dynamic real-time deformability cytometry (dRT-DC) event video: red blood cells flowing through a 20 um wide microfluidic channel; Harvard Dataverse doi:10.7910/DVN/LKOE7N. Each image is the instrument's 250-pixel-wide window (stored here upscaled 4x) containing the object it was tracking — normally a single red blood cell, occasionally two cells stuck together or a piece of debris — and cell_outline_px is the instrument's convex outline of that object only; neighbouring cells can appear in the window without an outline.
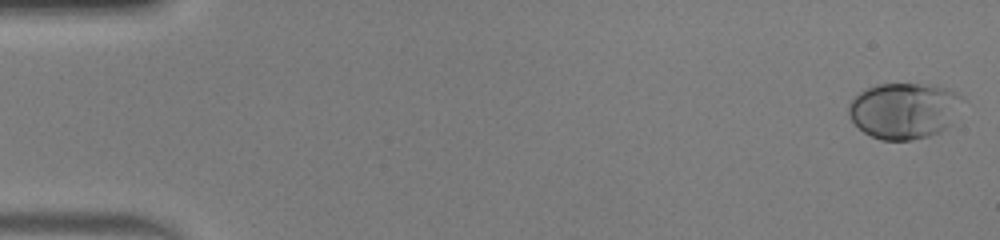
{"species": "human", "species_latin": "Homo sapiens", "temperature_condition": "warm", "stored_images_in_passage": 41, "camera_frame_rate_fps": 3000, "um_per_image_px": 0.085, "donor": {"sex": "male"}, "frame": {"image": 1, "passage_image": 1, "time_ms": 0.0, "image_size_px": [1000, 240], "cell_outline_px": [[968, 100], [944, 128], [928, 136], [912, 140], [880, 140], [864, 132], [852, 120], [848, 112], [848, 104], [860, 92], [876, 84], [920, 84], [948, 88], [964, 96]], "centroid_in_image_um": [76.88, 9.38], "position_along_channel_um": 8.1, "area_um2": 37.11}}
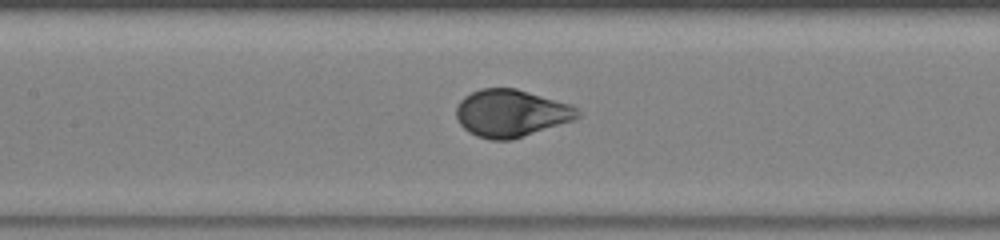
{"frame": {"image": 2, "passage_image": 24, "time_ms": 7.667, "image_size_px": [1000, 240], "cell_outline_px": [[580, 116], [572, 120], [512, 140], [492, 140], [476, 136], [468, 132], [456, 120], [456, 108], [460, 100], [464, 96], [480, 88], [516, 88], [572, 104], [580, 112]], "centroid_in_image_um": [43.42, 9.62], "position_along_channel_um": 164.0, "area_um2": 33.58}}
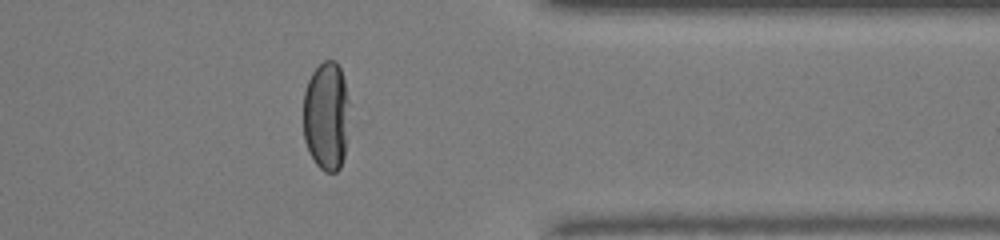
{"frame": {"image": 3, "passage_image": 41, "time_ms": 13.333, "image_size_px": [1000, 240], "cell_outline_px": [[348, 104], [344, 156], [340, 168], [336, 172], [324, 172], [316, 164], [304, 140], [304, 92], [308, 80], [312, 72], [324, 60], [336, 60], [340, 68], [344, 80], [348, 100]], "centroid_in_image_um": [27.72, 9.85], "position_along_channel_um": 383.7, "area_um2": 28.96}, "authors_computed_cell_mechanics": {"area_um2": 34.391, "velocity_mm_per_s": 4.0657, "shape_relaxation_time_tau1_ms": 3.4062, "shape_relaxation_time_tau2_ms": null, "deformation_change_tau1": 0.1973, "deformation_change_tau2": null}}